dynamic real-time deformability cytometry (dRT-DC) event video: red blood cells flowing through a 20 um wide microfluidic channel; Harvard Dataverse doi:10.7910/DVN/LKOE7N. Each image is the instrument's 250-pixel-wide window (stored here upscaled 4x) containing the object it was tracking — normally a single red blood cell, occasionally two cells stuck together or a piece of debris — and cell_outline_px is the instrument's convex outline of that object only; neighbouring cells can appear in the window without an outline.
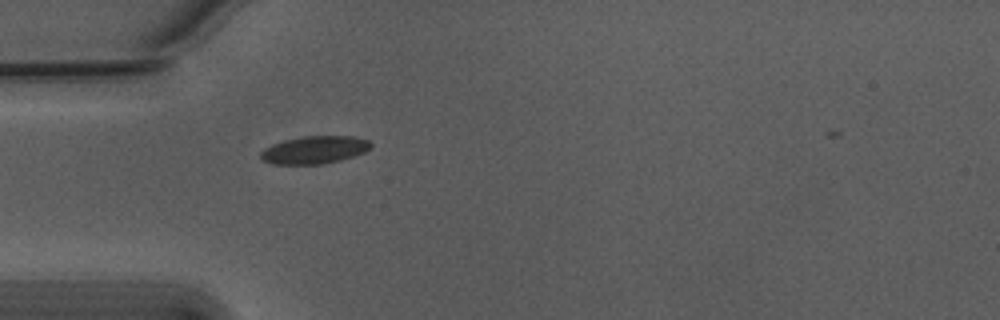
{"species": "Egyptian fruit bat (a non-hibernating species)", "species_latin": "Rousettus aegyptiacus", "temperature_condition": "warm", "stored_images_in_passage": 39, "camera_frame_rate_fps": 3000, "um_per_image_px": 0.085, "animal": {"sex": "male"}, "frame": {"image": 1, "passage_image": 1, "time_ms": 0.0, "image_size_px": [1000, 320], "cell_outline_px": [[372, 144], [364, 152], [340, 160], [320, 164], [272, 164], [260, 160], [260, 152], [264, 148], [272, 144], [284, 140], [304, 136], [352, 136], [368, 140]], "centroid_in_image_um": [26.67, 12.74], "position_along_channel_um": 58.3, "area_um2": 17.69}}
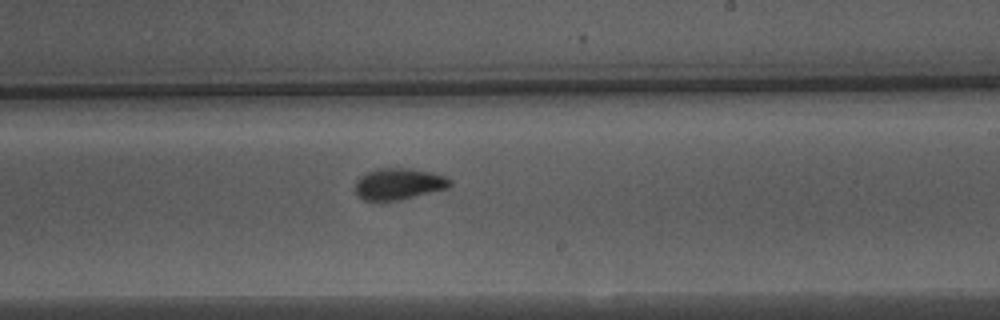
{"frame": {"image": 2, "passage_image": 17, "time_ms": 5.333, "image_size_px": [1000, 320], "cell_outline_px": [[452, 184], [448, 188], [400, 200], [376, 204], [364, 200], [356, 196], [356, 180], [360, 176], [368, 172], [380, 168], [412, 168], [432, 172], [444, 176], [452, 180]], "centroid_in_image_um": [33.86, 15.67], "position_along_channel_um": 255.1, "area_um2": 17.92}}
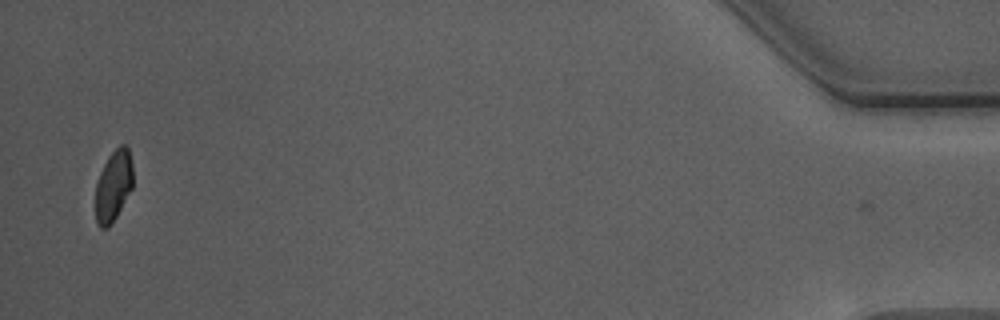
{"frame": {"image": 3, "passage_image": 38, "time_ms": 12.333, "image_size_px": [1000, 320], "cell_outline_px": [[132, 188], [116, 216], [108, 228], [100, 228], [96, 220], [96, 184], [100, 172], [108, 156], [120, 144], [124, 144], [128, 148], [132, 164]], "centroid_in_image_um": [9.64, 15.78], "position_along_channel_um": 425.6, "area_um2": 15.32}, "authors_computed_cell_mechanics": {"area_um2": 17.2244, "velocity_mm_per_s": 3.7596, "shape_relaxation_time_tau1_ms": 4.6369, "shape_relaxation_time_tau2_ms": 0.7262, "deformation_change_tau1": 0.1214, "deformation_change_tau2": 0.041}}